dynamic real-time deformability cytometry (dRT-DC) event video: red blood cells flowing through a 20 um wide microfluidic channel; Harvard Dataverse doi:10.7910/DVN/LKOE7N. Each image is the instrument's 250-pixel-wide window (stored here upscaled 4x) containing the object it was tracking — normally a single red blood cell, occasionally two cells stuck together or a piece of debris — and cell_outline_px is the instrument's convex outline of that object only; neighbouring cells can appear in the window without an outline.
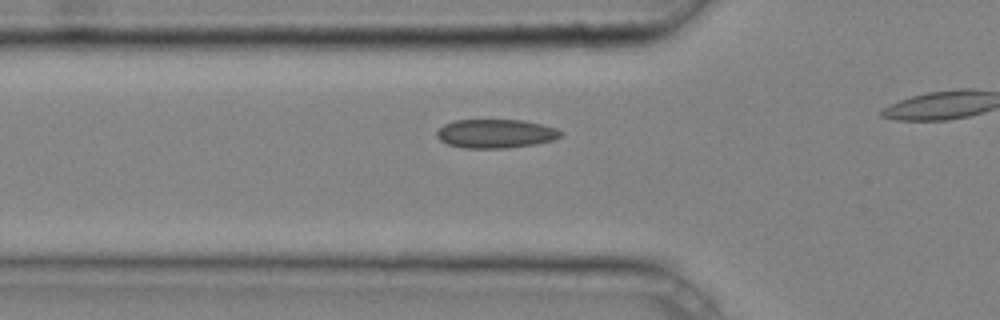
{"species": "common noctule bat (a hibernating species)", "species_latin": "Nyctalus noctula", "temperature_condition": "cold", "stored_images_in_passage": 17, "camera_frame_rate_fps": 3000, "um_per_image_px": 0.085, "animal": {"sex": "male", "body_mass_g": 20.4}, "frame": {"image": 1, "passage_image": 12, "time_ms": 3.667, "image_size_px": [1000, 320], "cell_outline_px": [[564, 132], [560, 136], [552, 140], [536, 144], [504, 148], [464, 148], [448, 144], [440, 140], [436, 136], [436, 132], [444, 124], [456, 120], [524, 120], [556, 128]], "centroid_in_image_um": [42.12, 11.36], "position_along_channel_um": 83.7, "area_um2": 20.75}}
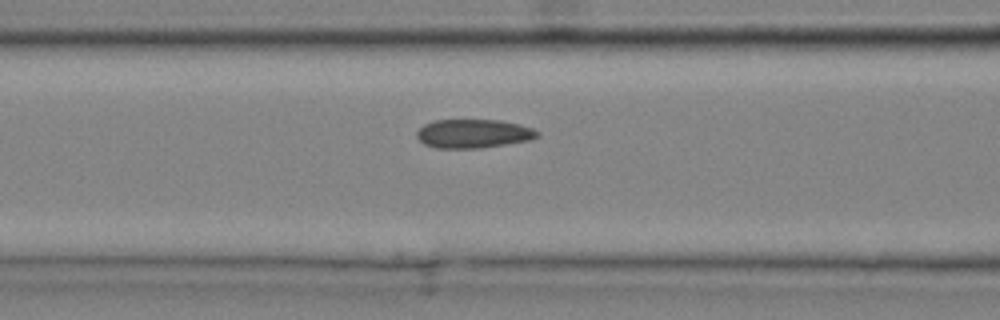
{"frame": {"image": 2, "passage_image": 15, "time_ms": 4.667, "image_size_px": [1000, 320], "cell_outline_px": [[540, 136], [528, 140], [480, 148], [436, 148], [424, 144], [416, 136], [416, 132], [424, 124], [436, 120], [500, 120], [520, 124], [532, 128], [540, 132]], "centroid_in_image_um": [40.24, 11.35], "position_along_channel_um": 126.4, "area_um2": 20.17}}